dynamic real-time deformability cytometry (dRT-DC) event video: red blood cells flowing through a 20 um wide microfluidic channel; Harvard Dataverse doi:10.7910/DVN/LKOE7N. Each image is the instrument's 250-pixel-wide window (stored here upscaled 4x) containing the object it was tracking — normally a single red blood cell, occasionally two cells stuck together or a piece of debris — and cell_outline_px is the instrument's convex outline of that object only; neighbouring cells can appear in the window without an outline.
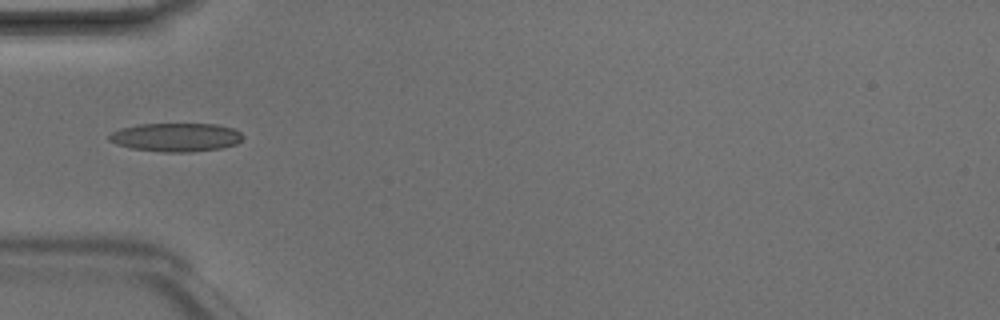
{"species": "Egyptian fruit bat (a non-hibernating species)", "species_latin": "Rousettus aegyptiacus", "temperature_condition": "room temperature", "stored_images_in_passage": 4, "camera_frame_rate_fps": 3000, "um_per_image_px": 0.085, "animal": {"sex": "male"}, "frame": {"image": 1, "passage_image": 3, "time_ms": 0.667, "image_size_px": [1000, 320], "cell_outline_px": [[244, 136], [236, 144], [220, 148], [192, 152], [164, 152], [132, 148], [116, 144], [108, 140], [108, 136], [112, 132], [120, 128], [136, 124], [216, 124], [232, 128], [240, 132]], "centroid_in_image_um": [14.94, 11.66], "position_along_channel_um": 70.1, "area_um2": 22.25}}